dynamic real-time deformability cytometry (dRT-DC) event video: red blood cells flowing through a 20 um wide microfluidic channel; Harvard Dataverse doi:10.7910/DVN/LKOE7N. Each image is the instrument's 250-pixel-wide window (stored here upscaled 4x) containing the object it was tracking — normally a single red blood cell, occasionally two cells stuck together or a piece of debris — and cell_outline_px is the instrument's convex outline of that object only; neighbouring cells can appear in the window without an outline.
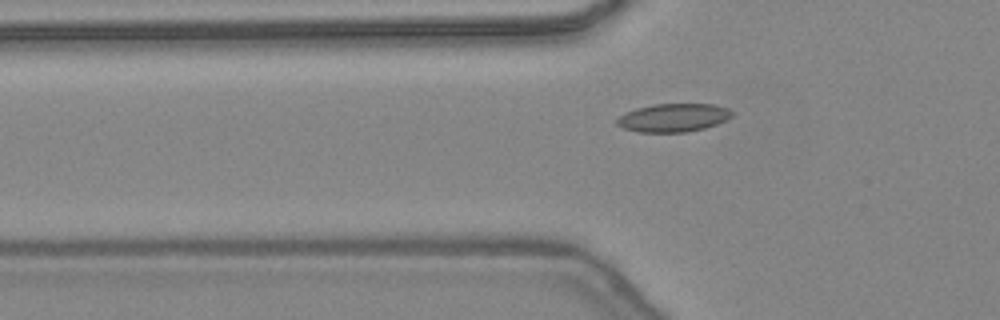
{"species": "common noctule bat (a hibernating species)", "species_latin": "Nyctalus noctula", "temperature_condition": "warm", "stored_images_in_passage": 36, "camera_frame_rate_fps": 3000, "um_per_image_px": 0.085, "animal": {"sex": "female", "body_mass_g": 24.6, "forearm_length_mm": 56.2}, "frame": {"image": 1, "passage_image": 5, "time_ms": 1.333, "image_size_px": [1000, 320], "cell_outline_px": [[732, 116], [716, 124], [704, 128], [688, 132], [640, 132], [624, 128], [616, 124], [616, 120], [620, 116], [636, 108], [656, 104], [712, 104], [728, 108], [732, 112]], "centroid_in_image_um": [57.24, 10.0], "position_along_channel_um": 68.6, "area_um2": 18.73}}
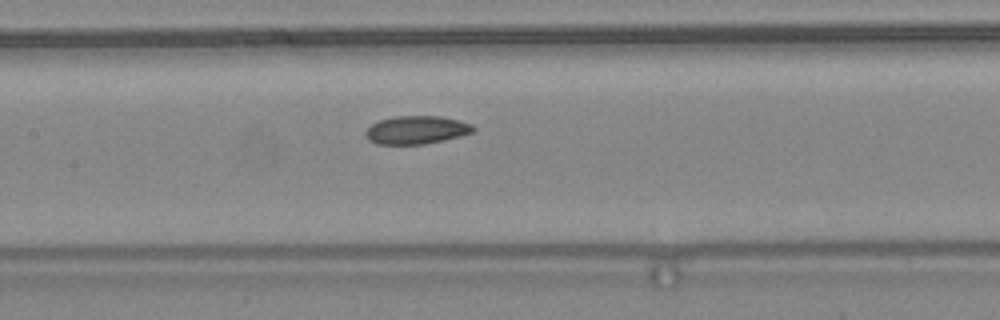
{"frame": {"image": 2, "passage_image": 12, "time_ms": 3.667, "image_size_px": [1000, 320], "cell_outline_px": [[476, 128], [472, 132], [460, 136], [424, 144], [376, 144], [368, 140], [364, 132], [372, 124], [380, 120], [392, 116], [440, 116], [460, 120], [472, 124]], "centroid_in_image_um": [35.39, 11.04], "position_along_channel_um": 172.0, "area_um2": 17.69}}
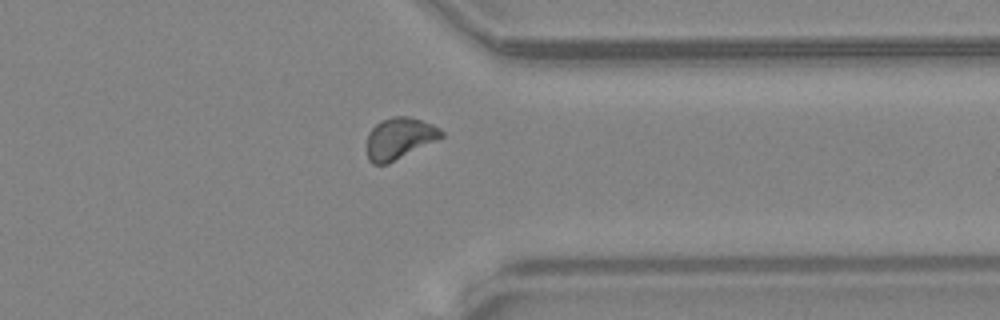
{"frame": {"image": 3, "passage_image": 26, "time_ms": 8.333, "image_size_px": [1000, 320], "cell_outline_px": [[444, 136], [388, 164], [372, 164], [368, 160], [368, 132], [380, 120], [392, 116], [408, 116], [432, 124], [440, 128], [444, 132]], "centroid_in_image_um": [33.94, 11.75], "position_along_channel_um": 377.5, "area_um2": 17.92}, "authors_computed_cell_mechanics": {"area_um2": 17.6868, "velocity_mm_per_s": 4.4576, "shape_relaxation_time_tau1_ms": null, "shape_relaxation_time_tau2_ms": 2.5278, "deformation_change_tau1": null, "deformation_change_tau2": 0.0739}}